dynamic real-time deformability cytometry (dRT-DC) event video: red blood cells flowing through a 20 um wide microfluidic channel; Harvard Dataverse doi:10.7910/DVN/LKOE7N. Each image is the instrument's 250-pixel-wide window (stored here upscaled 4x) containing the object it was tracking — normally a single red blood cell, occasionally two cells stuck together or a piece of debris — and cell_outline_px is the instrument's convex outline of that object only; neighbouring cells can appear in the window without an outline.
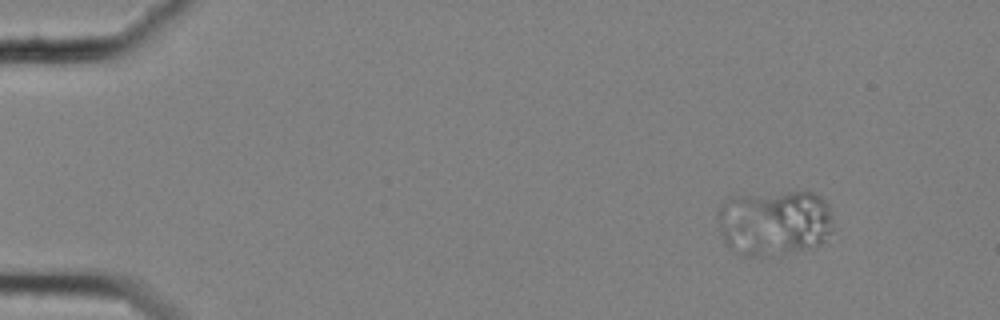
{"species": "common noctule bat (a hibernating species)", "species_latin": "Nyctalus noctula", "temperature_condition": "cold", "stored_images_in_passage": 63, "camera_frame_rate_fps": 3000, "um_per_image_px": 0.085, "animal": {"sex": "female", "body_mass_g": 25.1}, "frame": {"image": 1, "passage_image": 10, "time_ms": 3.0, "image_size_px": [1000, 320], "cell_outline_px": [[832, 228], [824, 240], [820, 244], [812, 248], [760, 256], [744, 256], [736, 252], [724, 240], [720, 232], [716, 216], [716, 212], [720, 204], [728, 196], [788, 192], [816, 192], [828, 204]], "centroid_in_image_um": [65.77, 18.9], "position_along_channel_um": 19.2, "area_um2": 44.39}}
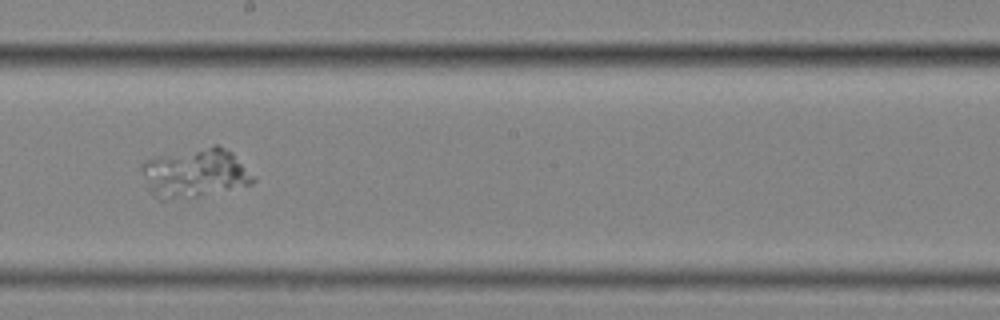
{"frame": {"image": 2, "passage_image": 38, "time_ms": 12.333, "image_size_px": [1000, 320], "cell_outline_px": [[256, 180], [252, 184], [196, 196], [168, 200], [156, 200], [152, 196], [140, 168], [148, 160], [160, 156], [212, 144], [216, 144], [232, 152], [256, 176]], "centroid_in_image_um": [16.6, 14.7], "position_along_channel_um": 231.6, "area_um2": 31.79}}
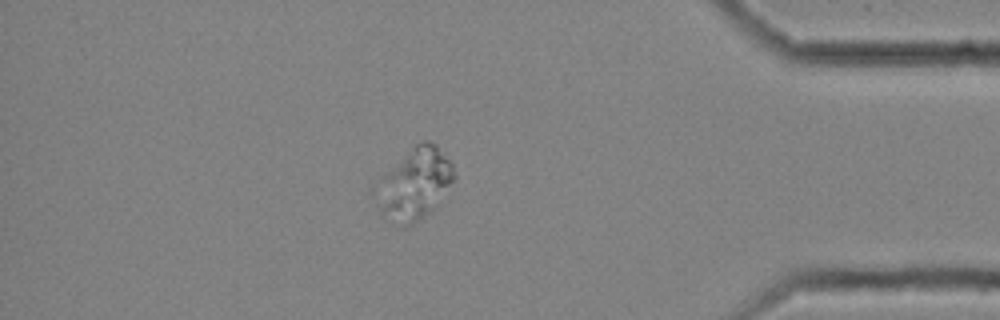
{"frame": {"image": 3, "passage_image": 55, "time_ms": 18.0, "image_size_px": [1000, 320], "cell_outline_px": [[456, 180], [432, 208], [424, 216], [412, 224], [404, 228], [384, 220], [380, 216], [380, 176], [416, 144], [424, 140], [428, 140], [436, 144], [452, 164], [456, 176]], "centroid_in_image_um": [35.28, 15.65], "position_along_channel_um": 399.9, "area_um2": 31.91}}